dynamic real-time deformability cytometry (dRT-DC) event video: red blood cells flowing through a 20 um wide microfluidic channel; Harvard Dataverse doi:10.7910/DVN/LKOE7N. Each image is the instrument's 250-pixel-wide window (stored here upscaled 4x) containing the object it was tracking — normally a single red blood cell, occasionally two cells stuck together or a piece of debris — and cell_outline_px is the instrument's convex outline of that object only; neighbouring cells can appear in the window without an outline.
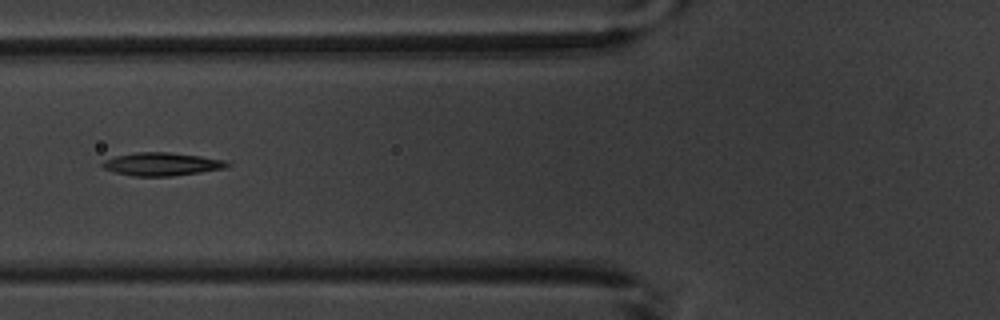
{"species": "common noctule bat (a hibernating species)", "species_latin": "Nyctalus noctula", "temperature_condition": "warm", "stored_images_in_passage": 5, "camera_frame_rate_fps": 3000, "um_per_image_px": 0.085, "animal": {"sex": "male", "body_mass_g": 20.1, "forearm_length_mm": 53.5}, "frame": {"image": 1, "passage_image": 5, "time_ms": 4.667, "image_size_px": [1000, 320], "cell_outline_px": [[232, 164], [224, 168], [200, 172], [172, 176], [132, 176], [116, 172], [104, 168], [100, 164], [104, 160], [116, 156], [136, 152], [168, 152], [200, 156], [228, 160]], "centroid_in_image_um": [13.78, 13.94], "position_along_channel_um": 112.0, "area_um2": 16.76}}